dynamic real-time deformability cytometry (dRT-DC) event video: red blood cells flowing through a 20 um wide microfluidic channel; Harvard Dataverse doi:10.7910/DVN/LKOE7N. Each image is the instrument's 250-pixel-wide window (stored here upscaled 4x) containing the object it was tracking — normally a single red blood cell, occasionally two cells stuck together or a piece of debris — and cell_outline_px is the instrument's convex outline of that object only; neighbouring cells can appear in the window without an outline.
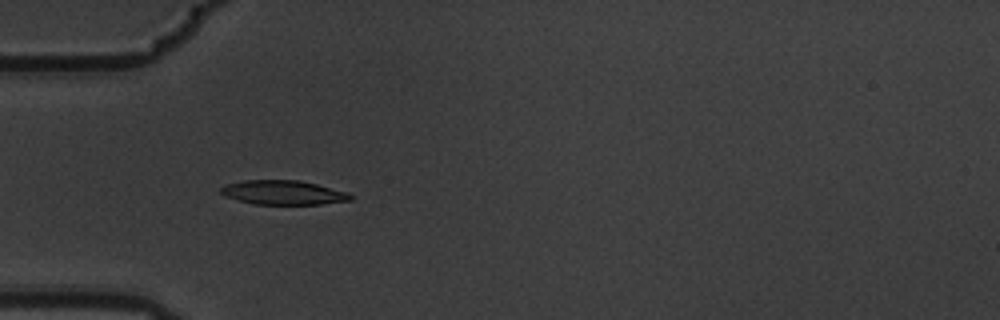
{"species": "common noctule bat (a hibernating species)", "species_latin": "Nyctalus noctula", "temperature_condition": "warm", "stored_images_in_passage": 4, "camera_frame_rate_fps": 3000, "um_per_image_px": 0.085, "animal": {"sex": "male", "body_mass_g": 19.5, "forearm_length_mm": 54.6}, "frame": {"image": 1, "passage_image": 2, "time_ms": 0.333, "image_size_px": [1000, 320], "cell_outline_px": [[352, 200], [320, 204], [256, 204], [224, 196], [220, 192], [220, 188], [224, 184], [244, 180], [300, 180], [348, 192], [352, 196]], "centroid_in_image_um": [24.06, 16.36], "position_along_channel_um": 60.9, "area_um2": 18.26}}
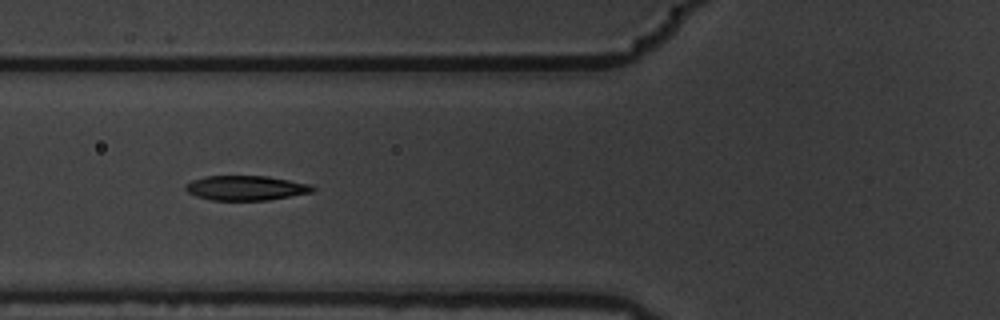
{"frame": {"image": 2, "passage_image": 3, "time_ms": 0.667, "image_size_px": [1000, 320], "cell_outline_px": [[316, 188], [312, 192], [268, 200], [212, 200], [196, 196], [188, 192], [184, 188], [192, 180], [204, 176], [268, 176], [312, 184]], "centroid_in_image_um": [20.93, 15.97], "position_along_channel_um": 104.9, "area_um2": 18.26}}
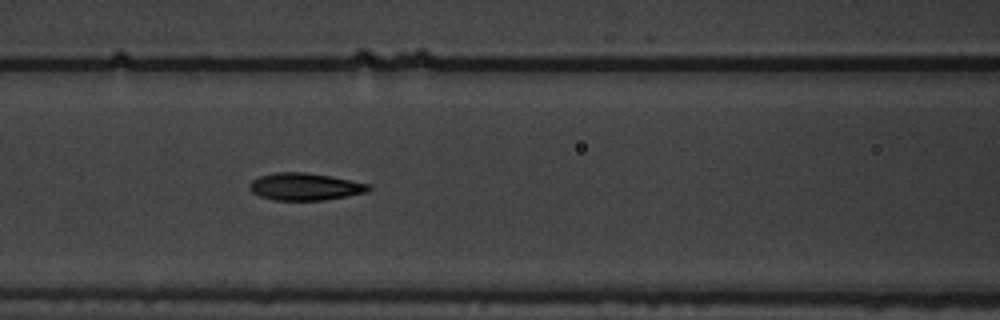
{"frame": {"image": 3, "passage_image": 4, "time_ms": 1.0, "image_size_px": [1000, 320], "cell_outline_px": [[372, 188], [368, 192], [348, 196], [324, 200], [272, 200], [260, 196], [252, 192], [248, 188], [248, 184], [252, 180], [260, 176], [276, 172], [304, 172], [328, 176], [372, 184]], "centroid_in_image_um": [25.93, 15.87], "position_along_channel_um": 140.7, "area_um2": 19.02}}